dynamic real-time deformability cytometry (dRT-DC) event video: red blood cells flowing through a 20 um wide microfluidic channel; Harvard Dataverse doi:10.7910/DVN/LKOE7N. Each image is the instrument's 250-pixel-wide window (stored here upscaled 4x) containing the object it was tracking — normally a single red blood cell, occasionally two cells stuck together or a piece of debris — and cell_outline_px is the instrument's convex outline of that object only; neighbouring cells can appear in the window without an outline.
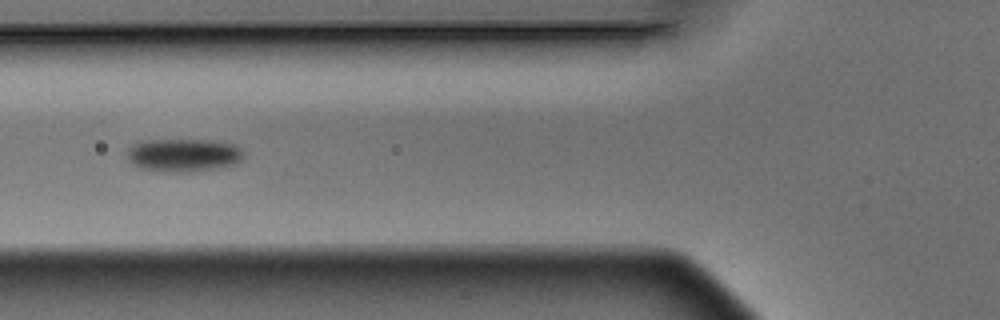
{"species": "Egyptian fruit bat (a non-hibernating species)", "species_latin": "Rousettus aegyptiacus", "temperature_condition": "warm", "stored_images_in_passage": 8, "camera_frame_rate_fps": 3000, "um_per_image_px": 0.085, "animal": {"sex": "male"}, "frame": {"image": 1, "passage_image": 5, "time_ms": 1.333, "image_size_px": [1000, 320], "cell_outline_px": [[244, 152], [240, 160], [232, 164], [216, 168], [192, 172], [172, 172], [140, 168], [132, 164], [128, 160], [128, 148], [132, 144], [144, 140], [208, 140], [232, 144], [240, 148]], "centroid_in_image_um": [15.55, 13.18], "position_along_channel_um": 110.2, "area_um2": 22.31}}
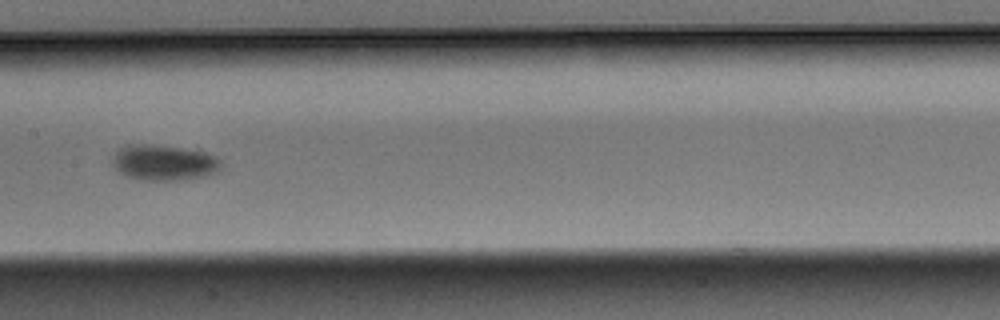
{"frame": {"image": 2, "passage_image": 7, "time_ms": 2.0, "image_size_px": [1000, 320], "cell_outline_px": [[220, 168], [216, 172], [204, 176], [180, 180], [144, 180], [128, 176], [120, 172], [112, 164], [112, 156], [116, 148], [128, 144], [148, 144], [180, 148], [204, 152], [216, 156], [220, 160]], "centroid_in_image_um": [13.88, 13.81], "position_along_channel_um": 193.5, "area_um2": 22.48}}
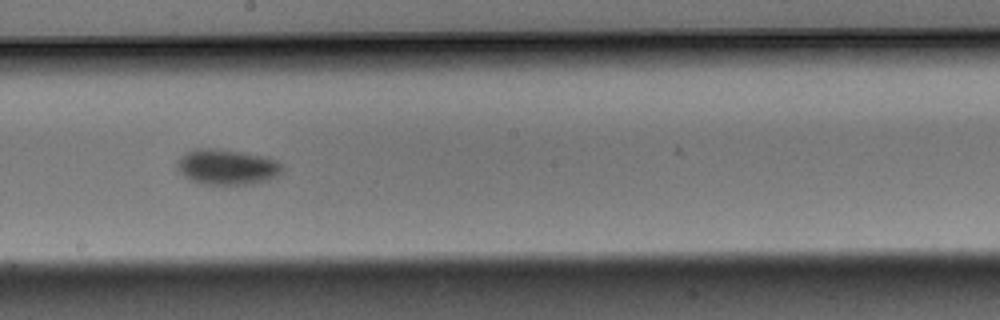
{"frame": {"image": 3, "passage_image": 8, "time_ms": 2.333, "image_size_px": [1000, 320], "cell_outline_px": [[284, 172], [260, 184], [200, 184], [184, 176], [176, 168], [176, 160], [184, 152], [196, 148], [216, 148], [264, 156], [276, 160], [284, 164]], "centroid_in_image_um": [19.31, 14.19], "position_along_channel_um": 228.9, "area_um2": 22.2}}